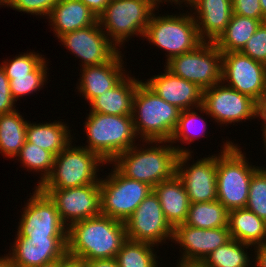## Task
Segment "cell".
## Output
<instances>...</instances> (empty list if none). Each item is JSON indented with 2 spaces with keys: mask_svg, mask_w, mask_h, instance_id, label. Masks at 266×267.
<instances>
[{
  "mask_svg": "<svg viewBox=\"0 0 266 267\" xmlns=\"http://www.w3.org/2000/svg\"><path fill=\"white\" fill-rule=\"evenodd\" d=\"M126 240L125 222L100 214L68 227L67 254L84 261L115 258Z\"/></svg>",
  "mask_w": 266,
  "mask_h": 267,
  "instance_id": "cell-1",
  "label": "cell"
},
{
  "mask_svg": "<svg viewBox=\"0 0 266 267\" xmlns=\"http://www.w3.org/2000/svg\"><path fill=\"white\" fill-rule=\"evenodd\" d=\"M144 142L156 146H147V149L133 146L117 155L111 164L124 177L147 183L152 188L176 174L178 154L191 153L188 149L170 145L169 141ZM166 142L169 145H159Z\"/></svg>",
  "mask_w": 266,
  "mask_h": 267,
  "instance_id": "cell-2",
  "label": "cell"
},
{
  "mask_svg": "<svg viewBox=\"0 0 266 267\" xmlns=\"http://www.w3.org/2000/svg\"><path fill=\"white\" fill-rule=\"evenodd\" d=\"M181 110L167 103L143 81L136 89L132 120L136 135L143 141H169L178 123Z\"/></svg>",
  "mask_w": 266,
  "mask_h": 267,
  "instance_id": "cell-3",
  "label": "cell"
},
{
  "mask_svg": "<svg viewBox=\"0 0 266 267\" xmlns=\"http://www.w3.org/2000/svg\"><path fill=\"white\" fill-rule=\"evenodd\" d=\"M217 156V200L228 210L245 208L249 183L253 174L260 168L249 162L237 144L226 141Z\"/></svg>",
  "mask_w": 266,
  "mask_h": 267,
  "instance_id": "cell-4",
  "label": "cell"
},
{
  "mask_svg": "<svg viewBox=\"0 0 266 267\" xmlns=\"http://www.w3.org/2000/svg\"><path fill=\"white\" fill-rule=\"evenodd\" d=\"M85 121L88 145L82 146L96 153L105 163L111 161L120 153L135 146L138 139L132 116L107 115L89 112Z\"/></svg>",
  "mask_w": 266,
  "mask_h": 267,
  "instance_id": "cell-5",
  "label": "cell"
},
{
  "mask_svg": "<svg viewBox=\"0 0 266 267\" xmlns=\"http://www.w3.org/2000/svg\"><path fill=\"white\" fill-rule=\"evenodd\" d=\"M158 4L157 0H110L99 15L98 23L108 39L121 48L128 37H144L151 15L159 8Z\"/></svg>",
  "mask_w": 266,
  "mask_h": 267,
  "instance_id": "cell-6",
  "label": "cell"
},
{
  "mask_svg": "<svg viewBox=\"0 0 266 267\" xmlns=\"http://www.w3.org/2000/svg\"><path fill=\"white\" fill-rule=\"evenodd\" d=\"M71 144L72 142L55 156L52 172L38 186L39 189H66L100 184L97 172L99 165H104L105 162L87 148Z\"/></svg>",
  "mask_w": 266,
  "mask_h": 267,
  "instance_id": "cell-7",
  "label": "cell"
},
{
  "mask_svg": "<svg viewBox=\"0 0 266 267\" xmlns=\"http://www.w3.org/2000/svg\"><path fill=\"white\" fill-rule=\"evenodd\" d=\"M151 15L144 37L149 43L167 52V61L171 58L189 52L203 41L197 30L193 14Z\"/></svg>",
  "mask_w": 266,
  "mask_h": 267,
  "instance_id": "cell-8",
  "label": "cell"
},
{
  "mask_svg": "<svg viewBox=\"0 0 266 267\" xmlns=\"http://www.w3.org/2000/svg\"><path fill=\"white\" fill-rule=\"evenodd\" d=\"M164 65L172 74L197 84L202 90L222 82V52L214 42L175 56Z\"/></svg>",
  "mask_w": 266,
  "mask_h": 267,
  "instance_id": "cell-9",
  "label": "cell"
},
{
  "mask_svg": "<svg viewBox=\"0 0 266 267\" xmlns=\"http://www.w3.org/2000/svg\"><path fill=\"white\" fill-rule=\"evenodd\" d=\"M113 169L99 182L101 214L125 222L153 188L147 183L124 177Z\"/></svg>",
  "mask_w": 266,
  "mask_h": 267,
  "instance_id": "cell-10",
  "label": "cell"
},
{
  "mask_svg": "<svg viewBox=\"0 0 266 267\" xmlns=\"http://www.w3.org/2000/svg\"><path fill=\"white\" fill-rule=\"evenodd\" d=\"M196 110L210 115L220 125L232 124L256 118L257 102L221 82L203 90L202 106Z\"/></svg>",
  "mask_w": 266,
  "mask_h": 267,
  "instance_id": "cell-11",
  "label": "cell"
},
{
  "mask_svg": "<svg viewBox=\"0 0 266 267\" xmlns=\"http://www.w3.org/2000/svg\"><path fill=\"white\" fill-rule=\"evenodd\" d=\"M24 207L18 226V237H68L55 203L38 187Z\"/></svg>",
  "mask_w": 266,
  "mask_h": 267,
  "instance_id": "cell-12",
  "label": "cell"
},
{
  "mask_svg": "<svg viewBox=\"0 0 266 267\" xmlns=\"http://www.w3.org/2000/svg\"><path fill=\"white\" fill-rule=\"evenodd\" d=\"M222 81L256 102L266 94V65L240 52H222ZM226 80V82H225Z\"/></svg>",
  "mask_w": 266,
  "mask_h": 267,
  "instance_id": "cell-13",
  "label": "cell"
},
{
  "mask_svg": "<svg viewBox=\"0 0 266 267\" xmlns=\"http://www.w3.org/2000/svg\"><path fill=\"white\" fill-rule=\"evenodd\" d=\"M127 239L159 245L172 241L173 227L167 222L158 196L152 191L125 221Z\"/></svg>",
  "mask_w": 266,
  "mask_h": 267,
  "instance_id": "cell-14",
  "label": "cell"
},
{
  "mask_svg": "<svg viewBox=\"0 0 266 267\" xmlns=\"http://www.w3.org/2000/svg\"><path fill=\"white\" fill-rule=\"evenodd\" d=\"M40 190L55 203L60 217L67 227L101 214L100 184Z\"/></svg>",
  "mask_w": 266,
  "mask_h": 267,
  "instance_id": "cell-15",
  "label": "cell"
},
{
  "mask_svg": "<svg viewBox=\"0 0 266 267\" xmlns=\"http://www.w3.org/2000/svg\"><path fill=\"white\" fill-rule=\"evenodd\" d=\"M191 157V153L178 154L176 163V174L184 184L190 203L217 200V154L186 166Z\"/></svg>",
  "mask_w": 266,
  "mask_h": 267,
  "instance_id": "cell-16",
  "label": "cell"
},
{
  "mask_svg": "<svg viewBox=\"0 0 266 267\" xmlns=\"http://www.w3.org/2000/svg\"><path fill=\"white\" fill-rule=\"evenodd\" d=\"M59 40L75 57L81 59L82 68L105 64L120 50L108 39L98 21L94 25L66 33Z\"/></svg>",
  "mask_w": 266,
  "mask_h": 267,
  "instance_id": "cell-17",
  "label": "cell"
},
{
  "mask_svg": "<svg viewBox=\"0 0 266 267\" xmlns=\"http://www.w3.org/2000/svg\"><path fill=\"white\" fill-rule=\"evenodd\" d=\"M231 240L228 227L201 229L185 223L173 228L174 243L183 249L181 262H203L218 247Z\"/></svg>",
  "mask_w": 266,
  "mask_h": 267,
  "instance_id": "cell-18",
  "label": "cell"
},
{
  "mask_svg": "<svg viewBox=\"0 0 266 267\" xmlns=\"http://www.w3.org/2000/svg\"><path fill=\"white\" fill-rule=\"evenodd\" d=\"M9 253L16 267H39L67 254V237H18Z\"/></svg>",
  "mask_w": 266,
  "mask_h": 267,
  "instance_id": "cell-19",
  "label": "cell"
},
{
  "mask_svg": "<svg viewBox=\"0 0 266 267\" xmlns=\"http://www.w3.org/2000/svg\"><path fill=\"white\" fill-rule=\"evenodd\" d=\"M164 71L165 73L155 75L144 83L159 97L181 111L202 106L203 90L197 84L172 74L166 68Z\"/></svg>",
  "mask_w": 266,
  "mask_h": 267,
  "instance_id": "cell-20",
  "label": "cell"
},
{
  "mask_svg": "<svg viewBox=\"0 0 266 267\" xmlns=\"http://www.w3.org/2000/svg\"><path fill=\"white\" fill-rule=\"evenodd\" d=\"M187 4L195 9L192 14L202 41L215 42L230 22L232 0H190Z\"/></svg>",
  "mask_w": 266,
  "mask_h": 267,
  "instance_id": "cell-21",
  "label": "cell"
},
{
  "mask_svg": "<svg viewBox=\"0 0 266 267\" xmlns=\"http://www.w3.org/2000/svg\"><path fill=\"white\" fill-rule=\"evenodd\" d=\"M122 52L119 51L110 61L102 65L87 66L81 69L79 92L90 103L94 98L115 87L126 75Z\"/></svg>",
  "mask_w": 266,
  "mask_h": 267,
  "instance_id": "cell-22",
  "label": "cell"
},
{
  "mask_svg": "<svg viewBox=\"0 0 266 267\" xmlns=\"http://www.w3.org/2000/svg\"><path fill=\"white\" fill-rule=\"evenodd\" d=\"M57 39L62 35L94 25L98 17L79 0H59L48 16Z\"/></svg>",
  "mask_w": 266,
  "mask_h": 267,
  "instance_id": "cell-23",
  "label": "cell"
},
{
  "mask_svg": "<svg viewBox=\"0 0 266 267\" xmlns=\"http://www.w3.org/2000/svg\"><path fill=\"white\" fill-rule=\"evenodd\" d=\"M153 191L158 196L167 222L173 228L186 222L190 200L177 174L169 180L160 182Z\"/></svg>",
  "mask_w": 266,
  "mask_h": 267,
  "instance_id": "cell-24",
  "label": "cell"
},
{
  "mask_svg": "<svg viewBox=\"0 0 266 267\" xmlns=\"http://www.w3.org/2000/svg\"><path fill=\"white\" fill-rule=\"evenodd\" d=\"M141 81L127 74V77L125 76L115 87L89 103L90 112L132 116L134 95Z\"/></svg>",
  "mask_w": 266,
  "mask_h": 267,
  "instance_id": "cell-25",
  "label": "cell"
},
{
  "mask_svg": "<svg viewBox=\"0 0 266 267\" xmlns=\"http://www.w3.org/2000/svg\"><path fill=\"white\" fill-rule=\"evenodd\" d=\"M228 229L231 239L251 247L266 244V222L247 208L229 211Z\"/></svg>",
  "mask_w": 266,
  "mask_h": 267,
  "instance_id": "cell-26",
  "label": "cell"
},
{
  "mask_svg": "<svg viewBox=\"0 0 266 267\" xmlns=\"http://www.w3.org/2000/svg\"><path fill=\"white\" fill-rule=\"evenodd\" d=\"M63 122L52 123H27L26 141L44 150L51 152L54 156L61 153L72 141L70 129Z\"/></svg>",
  "mask_w": 266,
  "mask_h": 267,
  "instance_id": "cell-27",
  "label": "cell"
},
{
  "mask_svg": "<svg viewBox=\"0 0 266 267\" xmlns=\"http://www.w3.org/2000/svg\"><path fill=\"white\" fill-rule=\"evenodd\" d=\"M262 22L265 21L233 13L226 29L214 43L221 52H240Z\"/></svg>",
  "mask_w": 266,
  "mask_h": 267,
  "instance_id": "cell-28",
  "label": "cell"
},
{
  "mask_svg": "<svg viewBox=\"0 0 266 267\" xmlns=\"http://www.w3.org/2000/svg\"><path fill=\"white\" fill-rule=\"evenodd\" d=\"M27 121L15 110L0 114V153L14 158L26 142Z\"/></svg>",
  "mask_w": 266,
  "mask_h": 267,
  "instance_id": "cell-29",
  "label": "cell"
},
{
  "mask_svg": "<svg viewBox=\"0 0 266 267\" xmlns=\"http://www.w3.org/2000/svg\"><path fill=\"white\" fill-rule=\"evenodd\" d=\"M228 213L218 200L190 203L185 224L201 229L228 227Z\"/></svg>",
  "mask_w": 266,
  "mask_h": 267,
  "instance_id": "cell-30",
  "label": "cell"
},
{
  "mask_svg": "<svg viewBox=\"0 0 266 267\" xmlns=\"http://www.w3.org/2000/svg\"><path fill=\"white\" fill-rule=\"evenodd\" d=\"M155 245L127 239L115 259L120 267H158Z\"/></svg>",
  "mask_w": 266,
  "mask_h": 267,
  "instance_id": "cell-31",
  "label": "cell"
},
{
  "mask_svg": "<svg viewBox=\"0 0 266 267\" xmlns=\"http://www.w3.org/2000/svg\"><path fill=\"white\" fill-rule=\"evenodd\" d=\"M250 245L231 239L209 254L203 263L207 267H249L251 257L245 252Z\"/></svg>",
  "mask_w": 266,
  "mask_h": 267,
  "instance_id": "cell-32",
  "label": "cell"
},
{
  "mask_svg": "<svg viewBox=\"0 0 266 267\" xmlns=\"http://www.w3.org/2000/svg\"><path fill=\"white\" fill-rule=\"evenodd\" d=\"M20 159L23 167H27L28 170H34L35 172H44L40 174V180L38 182V187L46 178L51 174L54 164L55 156L34 144L25 142L21 151L15 156Z\"/></svg>",
  "mask_w": 266,
  "mask_h": 267,
  "instance_id": "cell-33",
  "label": "cell"
},
{
  "mask_svg": "<svg viewBox=\"0 0 266 267\" xmlns=\"http://www.w3.org/2000/svg\"><path fill=\"white\" fill-rule=\"evenodd\" d=\"M44 60L33 72L30 74L21 75H6L9 79L10 91L15 101L24 95H30L34 91H39L43 88L45 81H47V65Z\"/></svg>",
  "mask_w": 266,
  "mask_h": 267,
  "instance_id": "cell-34",
  "label": "cell"
},
{
  "mask_svg": "<svg viewBox=\"0 0 266 267\" xmlns=\"http://www.w3.org/2000/svg\"><path fill=\"white\" fill-rule=\"evenodd\" d=\"M246 207L266 222V170L260 167L249 183Z\"/></svg>",
  "mask_w": 266,
  "mask_h": 267,
  "instance_id": "cell-35",
  "label": "cell"
},
{
  "mask_svg": "<svg viewBox=\"0 0 266 267\" xmlns=\"http://www.w3.org/2000/svg\"><path fill=\"white\" fill-rule=\"evenodd\" d=\"M198 121L200 122V124H202L201 125L202 127L199 126L200 128H202V129H200L201 132L206 133L205 130L207 128L206 127L207 122L204 121V119L202 117H200L196 111H194L193 109L181 111L180 115H179L177 126H176L175 131L173 132L172 137L169 140V142L171 144L179 142V140L183 144H184V141L187 144L194 142L195 138L198 139L197 135L201 136L196 130L194 133H193L194 130H192V128H194V127L196 128V124L199 123ZM196 129H198V128H196ZM196 132L198 134H195Z\"/></svg>",
  "mask_w": 266,
  "mask_h": 267,
  "instance_id": "cell-36",
  "label": "cell"
},
{
  "mask_svg": "<svg viewBox=\"0 0 266 267\" xmlns=\"http://www.w3.org/2000/svg\"><path fill=\"white\" fill-rule=\"evenodd\" d=\"M45 60L42 55L35 52L23 53L16 55L12 60L4 61L1 66L4 68L6 75L30 74Z\"/></svg>",
  "mask_w": 266,
  "mask_h": 267,
  "instance_id": "cell-37",
  "label": "cell"
},
{
  "mask_svg": "<svg viewBox=\"0 0 266 267\" xmlns=\"http://www.w3.org/2000/svg\"><path fill=\"white\" fill-rule=\"evenodd\" d=\"M240 53L266 65V21L260 24Z\"/></svg>",
  "mask_w": 266,
  "mask_h": 267,
  "instance_id": "cell-38",
  "label": "cell"
},
{
  "mask_svg": "<svg viewBox=\"0 0 266 267\" xmlns=\"http://www.w3.org/2000/svg\"><path fill=\"white\" fill-rule=\"evenodd\" d=\"M59 0H7V7L19 12L46 16L48 18L52 8Z\"/></svg>",
  "mask_w": 266,
  "mask_h": 267,
  "instance_id": "cell-39",
  "label": "cell"
},
{
  "mask_svg": "<svg viewBox=\"0 0 266 267\" xmlns=\"http://www.w3.org/2000/svg\"><path fill=\"white\" fill-rule=\"evenodd\" d=\"M233 13L252 19H263L260 0H232Z\"/></svg>",
  "mask_w": 266,
  "mask_h": 267,
  "instance_id": "cell-40",
  "label": "cell"
},
{
  "mask_svg": "<svg viewBox=\"0 0 266 267\" xmlns=\"http://www.w3.org/2000/svg\"><path fill=\"white\" fill-rule=\"evenodd\" d=\"M15 100L10 91L9 79L6 76L5 70L0 66V114L14 112Z\"/></svg>",
  "mask_w": 266,
  "mask_h": 267,
  "instance_id": "cell-41",
  "label": "cell"
},
{
  "mask_svg": "<svg viewBox=\"0 0 266 267\" xmlns=\"http://www.w3.org/2000/svg\"><path fill=\"white\" fill-rule=\"evenodd\" d=\"M82 1L97 17L104 11L110 0H79Z\"/></svg>",
  "mask_w": 266,
  "mask_h": 267,
  "instance_id": "cell-42",
  "label": "cell"
},
{
  "mask_svg": "<svg viewBox=\"0 0 266 267\" xmlns=\"http://www.w3.org/2000/svg\"><path fill=\"white\" fill-rule=\"evenodd\" d=\"M59 267H87L83 259L66 254L59 259Z\"/></svg>",
  "mask_w": 266,
  "mask_h": 267,
  "instance_id": "cell-43",
  "label": "cell"
},
{
  "mask_svg": "<svg viewBox=\"0 0 266 267\" xmlns=\"http://www.w3.org/2000/svg\"><path fill=\"white\" fill-rule=\"evenodd\" d=\"M87 267H120L115 258L85 261Z\"/></svg>",
  "mask_w": 266,
  "mask_h": 267,
  "instance_id": "cell-44",
  "label": "cell"
},
{
  "mask_svg": "<svg viewBox=\"0 0 266 267\" xmlns=\"http://www.w3.org/2000/svg\"><path fill=\"white\" fill-rule=\"evenodd\" d=\"M253 249L256 252L255 258L253 259L255 260L254 265L257 267H266V244L256 246Z\"/></svg>",
  "mask_w": 266,
  "mask_h": 267,
  "instance_id": "cell-45",
  "label": "cell"
},
{
  "mask_svg": "<svg viewBox=\"0 0 266 267\" xmlns=\"http://www.w3.org/2000/svg\"><path fill=\"white\" fill-rule=\"evenodd\" d=\"M256 117H259L263 120L264 124L262 125L264 127H261V131H263V133H266V99H261L257 102Z\"/></svg>",
  "mask_w": 266,
  "mask_h": 267,
  "instance_id": "cell-46",
  "label": "cell"
},
{
  "mask_svg": "<svg viewBox=\"0 0 266 267\" xmlns=\"http://www.w3.org/2000/svg\"><path fill=\"white\" fill-rule=\"evenodd\" d=\"M177 267H207V266L203 262H181L179 260Z\"/></svg>",
  "mask_w": 266,
  "mask_h": 267,
  "instance_id": "cell-47",
  "label": "cell"
},
{
  "mask_svg": "<svg viewBox=\"0 0 266 267\" xmlns=\"http://www.w3.org/2000/svg\"><path fill=\"white\" fill-rule=\"evenodd\" d=\"M0 267H16V266L11 261V258L8 255H6L4 257H0Z\"/></svg>",
  "mask_w": 266,
  "mask_h": 267,
  "instance_id": "cell-48",
  "label": "cell"
},
{
  "mask_svg": "<svg viewBox=\"0 0 266 267\" xmlns=\"http://www.w3.org/2000/svg\"><path fill=\"white\" fill-rule=\"evenodd\" d=\"M39 267H59V259H56L54 261H51V262H48V263H45Z\"/></svg>",
  "mask_w": 266,
  "mask_h": 267,
  "instance_id": "cell-49",
  "label": "cell"
},
{
  "mask_svg": "<svg viewBox=\"0 0 266 267\" xmlns=\"http://www.w3.org/2000/svg\"><path fill=\"white\" fill-rule=\"evenodd\" d=\"M260 5L263 12V20L266 21V0H260Z\"/></svg>",
  "mask_w": 266,
  "mask_h": 267,
  "instance_id": "cell-50",
  "label": "cell"
},
{
  "mask_svg": "<svg viewBox=\"0 0 266 267\" xmlns=\"http://www.w3.org/2000/svg\"><path fill=\"white\" fill-rule=\"evenodd\" d=\"M164 1V3L165 2H174V4H179V6L183 3V2H185L186 4L188 3V0H161V3ZM181 2V3H180Z\"/></svg>",
  "mask_w": 266,
  "mask_h": 267,
  "instance_id": "cell-51",
  "label": "cell"
},
{
  "mask_svg": "<svg viewBox=\"0 0 266 267\" xmlns=\"http://www.w3.org/2000/svg\"><path fill=\"white\" fill-rule=\"evenodd\" d=\"M262 135L264 136L263 140H264V145H265V147H266V133H262ZM265 149H266V148H265ZM262 169H265V170H266L265 167H263Z\"/></svg>",
  "mask_w": 266,
  "mask_h": 267,
  "instance_id": "cell-52",
  "label": "cell"
},
{
  "mask_svg": "<svg viewBox=\"0 0 266 267\" xmlns=\"http://www.w3.org/2000/svg\"><path fill=\"white\" fill-rule=\"evenodd\" d=\"M0 5H1V6H2V5L7 6V0H0Z\"/></svg>",
  "mask_w": 266,
  "mask_h": 267,
  "instance_id": "cell-53",
  "label": "cell"
}]
</instances>
